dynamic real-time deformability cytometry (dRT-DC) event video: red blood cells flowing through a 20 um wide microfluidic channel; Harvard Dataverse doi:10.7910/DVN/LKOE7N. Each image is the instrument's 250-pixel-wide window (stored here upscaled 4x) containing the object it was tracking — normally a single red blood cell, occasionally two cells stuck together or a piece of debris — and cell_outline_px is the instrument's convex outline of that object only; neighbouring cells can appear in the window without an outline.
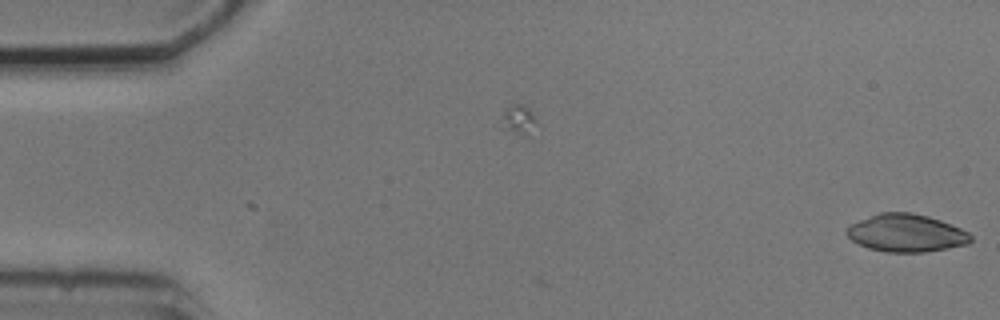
{"species": "common noctule bat (a hibernating species)", "species_latin": "Nyctalus noctula", "temperature_condition": "cold", "stored_images_in_passage": 3, "camera_frame_rate_fps": 3000, "um_per_image_px": 0.085, "animal": {"sex": "male", "body_mass_g": 20.5, "forearm_length_mm": 52.5}, "frame": {"image": 1, "passage_image": 3, "time_ms": 2.333, "image_size_px": [1000, 320], "cell_outline_px": [[972, 240], [968, 244], [924, 252], [888, 252], [868, 248], [852, 240], [844, 232], [844, 228], [848, 224], [880, 212], [912, 212], [928, 216], [952, 224], [968, 232], [972, 236]], "centroid_in_image_um": [77.0, 19.79], "position_along_channel_um": 8.0, "area_um2": 27.4}}